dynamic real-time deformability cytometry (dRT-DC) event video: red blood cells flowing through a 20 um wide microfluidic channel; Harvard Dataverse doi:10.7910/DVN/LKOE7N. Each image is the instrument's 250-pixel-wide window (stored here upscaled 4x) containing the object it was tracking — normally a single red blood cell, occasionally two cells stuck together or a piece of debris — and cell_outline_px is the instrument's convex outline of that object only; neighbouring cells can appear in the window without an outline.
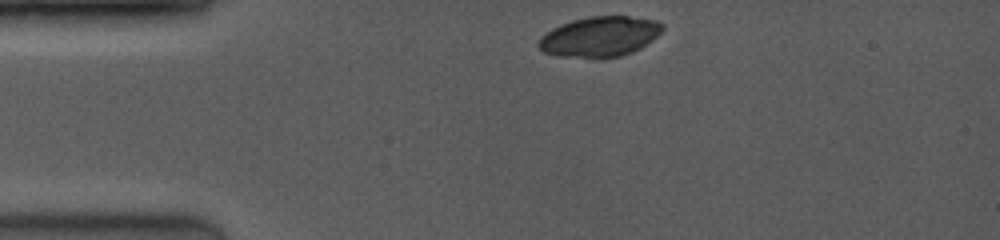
{"species": "common noctule bat (a hibernating species)", "species_latin": "Nyctalus noctula", "temperature_condition": "room temperature", "stored_images_in_passage": 11, "camera_frame_rate_fps": 4000, "um_per_image_px": 0.085, "animal": {"sex": "female", "body_mass_g": 19.0, "forearm_length_mm": 53.3}, "frame": {"image": 1, "passage_image": 1, "time_ms": 0.0, "image_size_px": [1000, 240], "cell_outline_px": [[664, 28], [652, 40], [640, 48], [632, 52], [620, 56], [556, 56], [544, 52], [536, 44], [540, 36], [552, 28], [560, 24], [572, 20], [592, 16], [628, 16], [656, 20], [664, 24]], "centroid_in_image_um": [50.96, 3.08], "position_along_channel_um": 34.0, "area_um2": 28.67}}